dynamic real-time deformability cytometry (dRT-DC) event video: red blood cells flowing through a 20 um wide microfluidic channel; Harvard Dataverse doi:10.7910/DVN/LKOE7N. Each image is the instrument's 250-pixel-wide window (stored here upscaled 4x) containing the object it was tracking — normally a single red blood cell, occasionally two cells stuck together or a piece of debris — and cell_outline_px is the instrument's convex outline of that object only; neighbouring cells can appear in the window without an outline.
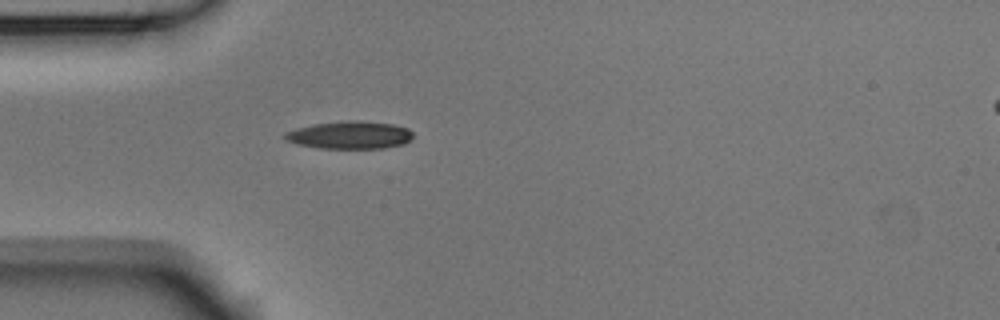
{"species": "Egyptian fruit bat (a non-hibernating species)", "species_latin": "Rousettus aegyptiacus", "temperature_condition": "room temperature", "stored_images_in_passage": 5, "segment_of_instrument_passage": [1, 2], "camera_frame_rate_fps": 3000, "um_per_image_px": 0.085, "animal": {"sex": "male"}, "frame": {"image": 1, "passage_image": 4, "time_ms": 1.0, "image_size_px": [1000, 320], "cell_outline_px": [[412, 140], [404, 144], [384, 148], [320, 148], [296, 144], [288, 140], [284, 136], [284, 132], [296, 128], [312, 124], [344, 120], [356, 120], [392, 124], [408, 128], [412, 132]], "centroid_in_image_um": [29.74, 11.47], "position_along_channel_um": 55.3, "area_um2": 20.75}}